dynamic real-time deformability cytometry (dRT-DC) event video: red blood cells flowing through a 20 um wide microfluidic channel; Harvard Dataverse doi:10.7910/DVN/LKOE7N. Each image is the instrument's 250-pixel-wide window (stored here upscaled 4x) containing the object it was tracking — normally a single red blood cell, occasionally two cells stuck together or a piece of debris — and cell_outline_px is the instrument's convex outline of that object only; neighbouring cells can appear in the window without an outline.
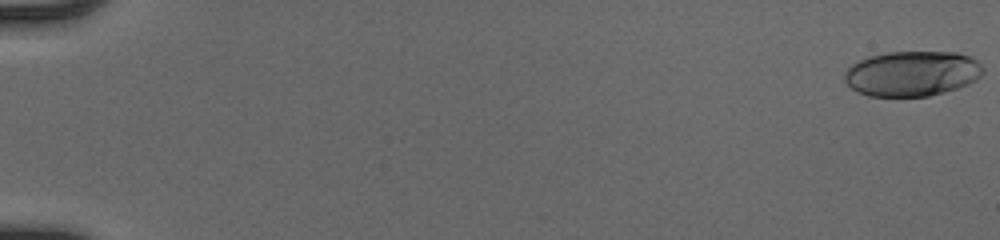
{"species": "human", "species_latin": "Homo sapiens", "temperature_condition": "cold", "stored_images_in_passage": 52, "camera_frame_rate_fps": 3000, "um_per_image_px": 0.085, "donor": {"sex": "male"}, "frame": {"image": 1, "passage_image": 1, "time_ms": 0.0, "image_size_px": [1000, 240], "cell_outline_px": [[984, 72], [976, 80], [968, 84], [944, 92], [928, 96], [868, 96], [856, 92], [844, 80], [844, 72], [852, 64], [868, 56], [888, 52], [956, 52], [968, 56], [976, 60], [984, 68]], "centroid_in_image_um": [77.51, 6.25], "position_along_channel_um": 7.5, "area_um2": 36.53}}
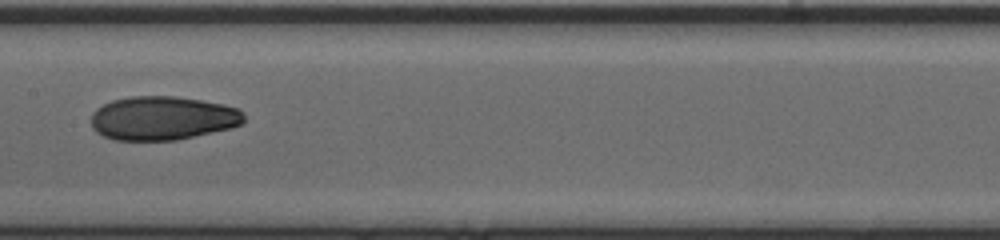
{"frame": {"image": 2, "passage_image": 29, "time_ms": 9.333, "image_size_px": [1000, 240], "cell_outline_px": [[244, 124], [232, 128], [176, 140], [112, 140], [96, 132], [92, 128], [92, 112], [96, 108], [112, 100], [132, 96], [176, 96], [224, 104], [240, 108], [244, 112]], "centroid_in_image_um": [13.85, 10.04], "position_along_channel_um": 193.5, "area_um2": 39.36}}
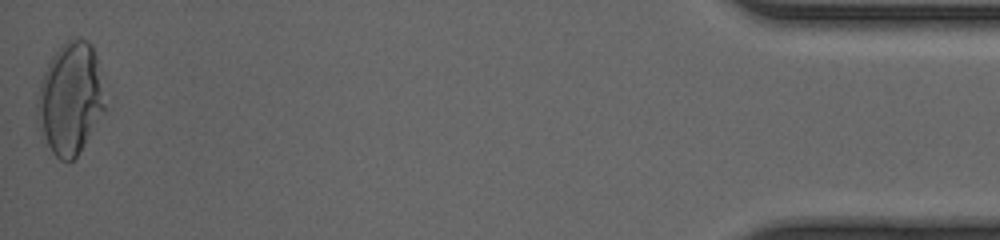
{"frame": {"image": 3, "passage_image": 52, "time_ms": 17.0, "image_size_px": [1000, 240], "cell_outline_px": [[104, 112], [84, 144], [76, 156], [68, 164], [60, 160], [40, 140], [36, 116], [36, 104], [40, 80], [52, 56], [72, 36], [76, 36], [88, 40], [92, 44], [96, 56], [104, 104]], "centroid_in_image_um": [5.91, 8.42], "position_along_channel_um": 429.3, "area_um2": 44.33}, "authors_computed_cell_mechanics": {"area_um2": 38.4081, "velocity_mm_per_s": 4.1459, "shape_relaxation_time_tau1_ms": 6.5714, "shape_relaxation_time_tau2_ms": 1.5265, "deformation_change_tau1": 0.2323, "deformation_change_tau2": 0.0607}}